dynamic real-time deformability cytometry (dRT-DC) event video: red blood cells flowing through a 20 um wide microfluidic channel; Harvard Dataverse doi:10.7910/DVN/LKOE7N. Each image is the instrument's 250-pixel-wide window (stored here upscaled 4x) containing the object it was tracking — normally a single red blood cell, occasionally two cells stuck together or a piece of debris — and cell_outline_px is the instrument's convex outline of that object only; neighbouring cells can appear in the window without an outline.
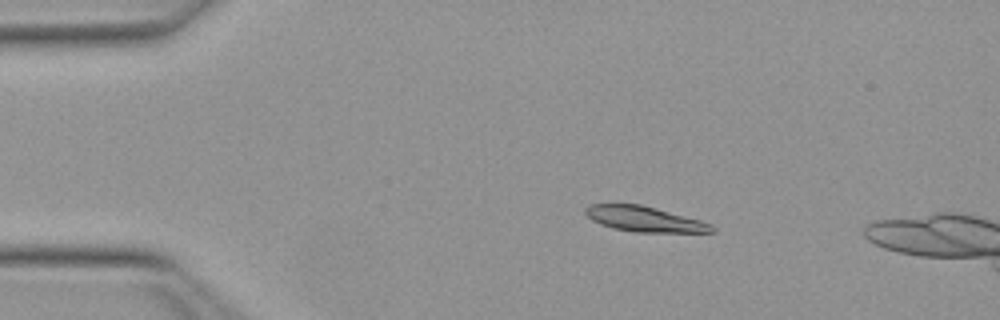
{"species": "Egyptian fruit bat (a non-hibernating species)", "species_latin": "Rousettus aegyptiacus", "temperature_condition": "warm", "stored_images_in_passage": 53, "camera_frame_rate_fps": 3000, "um_per_image_px": 0.085, "animal": {"sex": "female"}, "frame": {"image": 1, "passage_image": 10, "time_ms": 3.0, "image_size_px": [1000, 320], "cell_outline_px": [[716, 232], [636, 232], [612, 228], [600, 224], [592, 220], [584, 212], [584, 208], [588, 204], [640, 204], [656, 208], [700, 220], [712, 224], [716, 228]], "centroid_in_image_um": [54.77, 18.62], "position_along_channel_um": 30.2, "area_um2": 18.67}}
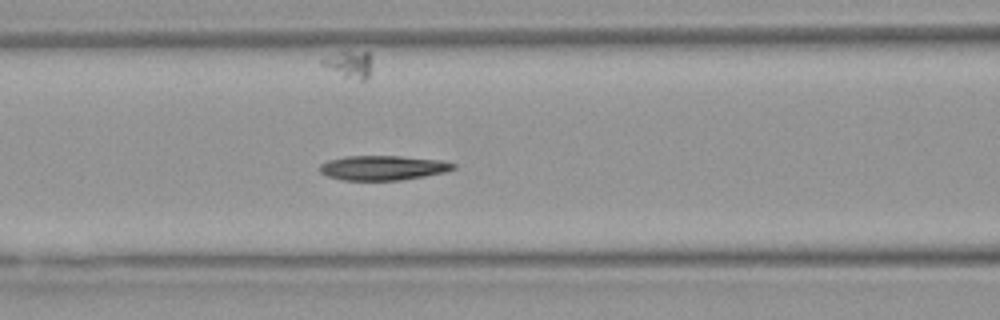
{"frame": {"image": 2, "passage_image": 22, "time_ms": 7.0, "image_size_px": [1000, 320], "cell_outline_px": [[456, 168], [448, 172], [400, 180], [344, 180], [328, 176], [320, 172], [320, 164], [328, 160], [344, 156], [400, 156], [440, 160], [456, 164]], "centroid_in_image_um": [32.57, 14.26], "position_along_channel_um": 134.0, "area_um2": 19.19}}
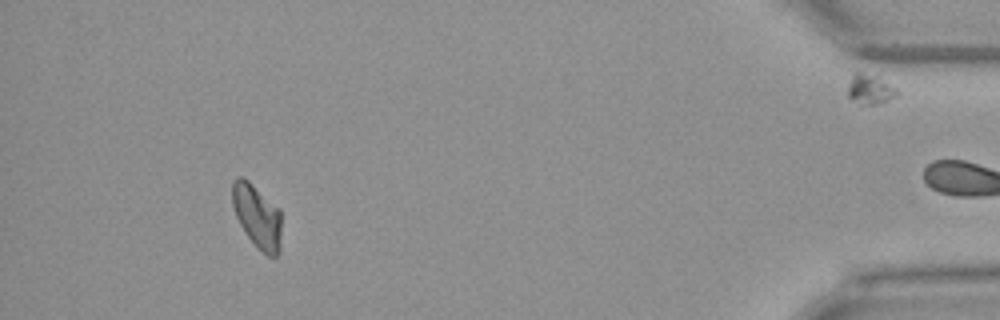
{"frame": {"image": 3, "passage_image": 48, "time_ms": 15.667, "image_size_px": [1000, 320], "cell_outline_px": [[280, 252], [276, 256], [268, 256], [248, 236], [240, 224], [236, 216], [232, 204], [232, 180], [236, 176], [240, 176], [248, 180], [280, 208]], "centroid_in_image_um": [21.85, 18.32], "position_along_channel_um": 413.3, "area_um2": 18.03}, "authors_computed_cell_mechanics": {"area_um2": 19.0162, "velocity_mm_per_s": 3.9769, "shape_relaxation_time_tau1_ms": 7.3567, "shape_relaxation_time_tau2_ms": 5.2013, "deformation_change_tau1": 0.1956, "deformation_change_tau2": 0.0935}}